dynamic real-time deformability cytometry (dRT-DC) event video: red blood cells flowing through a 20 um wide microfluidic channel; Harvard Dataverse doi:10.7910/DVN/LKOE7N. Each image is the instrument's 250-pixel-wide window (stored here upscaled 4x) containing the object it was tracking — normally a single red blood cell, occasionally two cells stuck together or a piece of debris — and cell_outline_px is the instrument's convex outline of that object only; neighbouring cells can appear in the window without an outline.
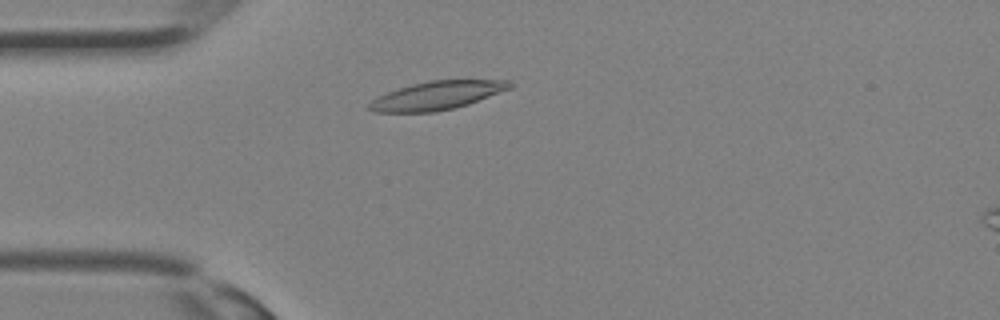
{"species": "Egyptian fruit bat (a non-hibernating species)", "species_latin": "Rousettus aegyptiacus", "temperature_condition": "room temperature", "stored_images_in_passage": 29, "camera_frame_rate_fps": 3000, "um_per_image_px": 0.085, "animal": {"sex": "female"}, "frame": {"image": 1, "passage_image": 5, "time_ms": 1.333, "image_size_px": [1000, 320], "cell_outline_px": [[516, 84], [512, 88], [468, 104], [436, 112], [372, 112], [368, 108], [368, 104], [376, 96], [412, 84], [432, 80], [512, 80]], "centroid_in_image_um": [37.17, 8.11], "position_along_channel_um": 47.8, "area_um2": 23.29}}
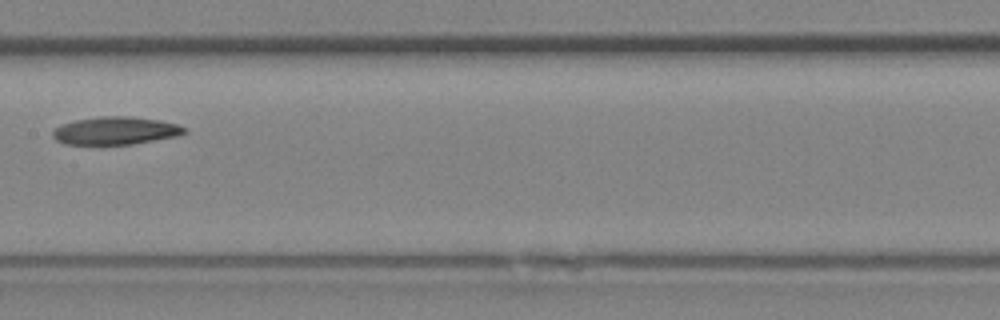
{"frame": {"image": 2, "passage_image": 13, "time_ms": 4.0, "image_size_px": [1000, 320], "cell_outline_px": [[188, 132], [176, 136], [132, 144], [64, 144], [56, 140], [52, 136], [52, 132], [56, 128], [64, 124], [76, 120], [100, 116], [128, 116], [160, 120], [176, 124], [188, 128]], "centroid_in_image_um": [9.84, 11.1], "position_along_channel_um": 197.6, "area_um2": 21.21}}
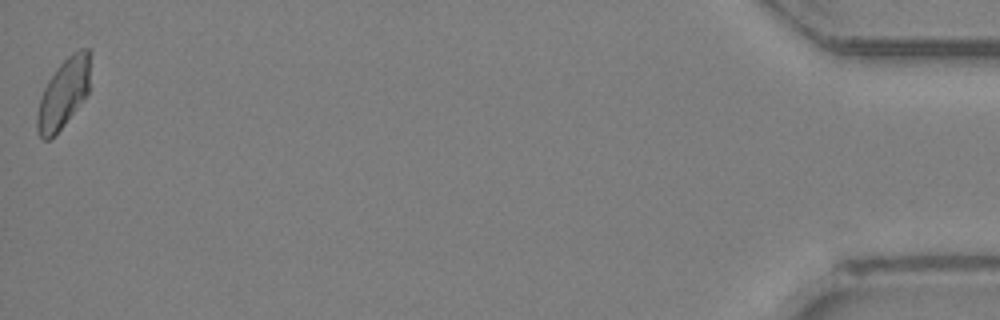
{"frame": {"image": 3, "passage_image": 29, "time_ms": 9.333, "image_size_px": [1000, 320], "cell_outline_px": [[88, 92], [64, 124], [48, 140], [40, 140], [36, 128], [36, 112], [44, 88], [48, 80], [56, 68], [72, 52], [80, 48], [88, 48]], "centroid_in_image_um": [5.34, 7.96], "position_along_channel_um": 429.9, "area_um2": 20.87}}